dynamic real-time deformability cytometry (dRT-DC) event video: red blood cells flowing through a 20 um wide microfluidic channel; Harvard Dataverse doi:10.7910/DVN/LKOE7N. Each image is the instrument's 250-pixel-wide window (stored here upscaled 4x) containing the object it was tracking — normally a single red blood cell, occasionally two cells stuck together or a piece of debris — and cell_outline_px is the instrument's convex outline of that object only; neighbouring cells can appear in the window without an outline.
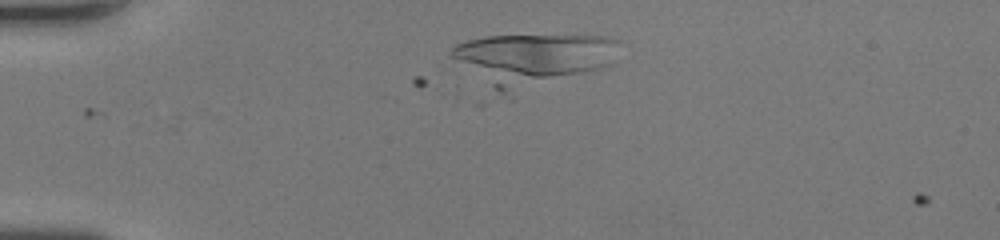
{"species": "human", "species_latin": "Homo sapiens", "temperature_condition": "room temperature", "stored_images_in_passage": 4, "camera_frame_rate_fps": 3000, "um_per_image_px": 0.085, "donor": {"sex": "female"}, "frame": {"image": 1, "passage_image": 1, "time_ms": 0.0, "image_size_px": [1000, 240], "cell_outline_px": [[584, 40], [560, 72], [524, 72], [496, 68], [472, 60], [456, 48], [464, 44], [476, 40], [496, 36], [540, 36]], "centroid_in_image_um": [44.41, 4.47], "position_along_channel_um": 40.6, "area_um2": 24.62}}